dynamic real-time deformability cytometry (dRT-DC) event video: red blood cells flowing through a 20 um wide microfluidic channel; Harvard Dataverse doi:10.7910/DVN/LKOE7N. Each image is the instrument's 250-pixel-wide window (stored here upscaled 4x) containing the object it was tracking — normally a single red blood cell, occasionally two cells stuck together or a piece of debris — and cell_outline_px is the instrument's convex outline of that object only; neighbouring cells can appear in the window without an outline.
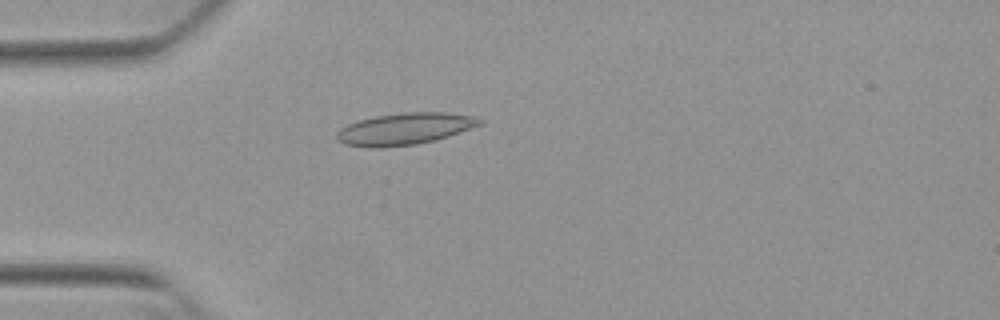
{"species": "Egyptian fruit bat (a non-hibernating species)", "species_latin": "Rousettus aegyptiacus", "temperature_condition": "warm", "stored_images_in_passage": 53, "camera_frame_rate_fps": 3000, "um_per_image_px": 0.085, "animal": {"sex": "female"}, "frame": {"image": 1, "passage_image": 15, "time_ms": 4.667, "image_size_px": [1000, 320], "cell_outline_px": [[484, 124], [448, 136], [416, 144], [380, 148], [368, 148], [344, 144], [336, 140], [336, 132], [340, 128], [348, 124], [360, 120], [376, 116], [404, 112], [444, 112], [472, 116], [484, 120]], "centroid_in_image_um": [34.38, 10.96], "position_along_channel_um": 50.6, "area_um2": 26.53}}
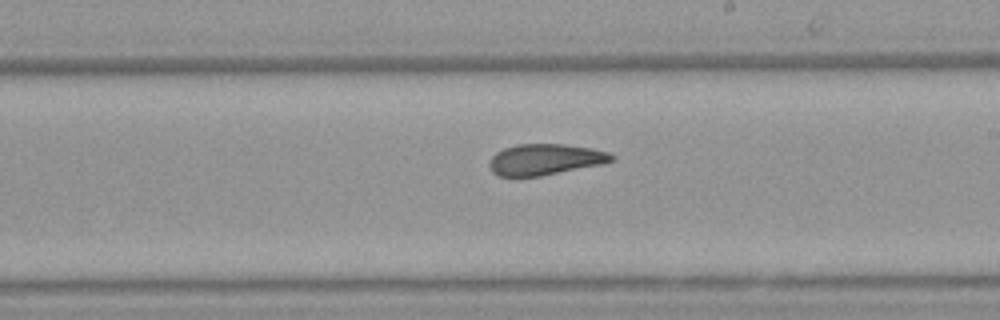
{"frame": {"image": 2, "passage_image": 31, "time_ms": 10.0, "image_size_px": [1000, 320], "cell_outline_px": [[616, 160], [604, 164], [540, 176], [500, 176], [492, 172], [488, 164], [492, 156], [496, 152], [504, 148], [516, 144], [564, 144], [592, 148], [608, 152], [616, 156]], "centroid_in_image_um": [46.37, 13.55], "position_along_channel_um": 242.6, "area_um2": 22.31}}
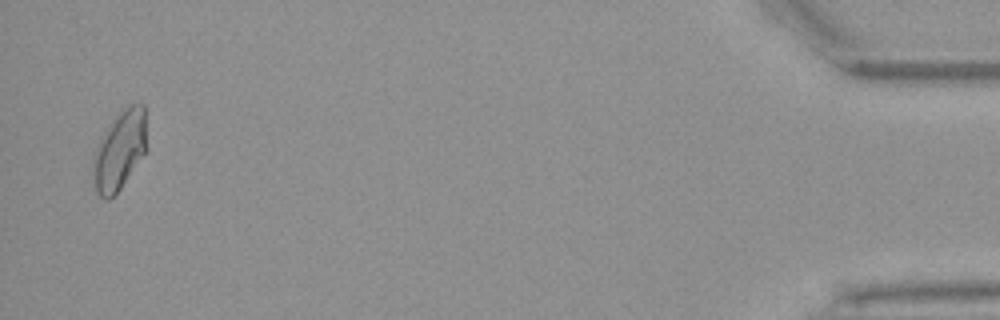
{"frame": {"image": 3, "passage_image": 52, "time_ms": 17.0, "image_size_px": [1000, 320], "cell_outline_px": [[148, 148], [120, 188], [108, 200], [104, 200], [96, 192], [92, 172], [92, 152], [108, 124], [128, 104], [144, 104]], "centroid_in_image_um": [10.15, 12.76], "position_along_channel_um": 425.1, "area_um2": 25.09}, "authors_computed_cell_mechanics": {"area_um2": 23.1778, "velocity_mm_per_s": 3.8343, "shape_relaxation_time_tau1_ms": null, "shape_relaxation_time_tau2_ms": 1.9494, "deformation_change_tau1": null, "deformation_change_tau2": 0.0733}}